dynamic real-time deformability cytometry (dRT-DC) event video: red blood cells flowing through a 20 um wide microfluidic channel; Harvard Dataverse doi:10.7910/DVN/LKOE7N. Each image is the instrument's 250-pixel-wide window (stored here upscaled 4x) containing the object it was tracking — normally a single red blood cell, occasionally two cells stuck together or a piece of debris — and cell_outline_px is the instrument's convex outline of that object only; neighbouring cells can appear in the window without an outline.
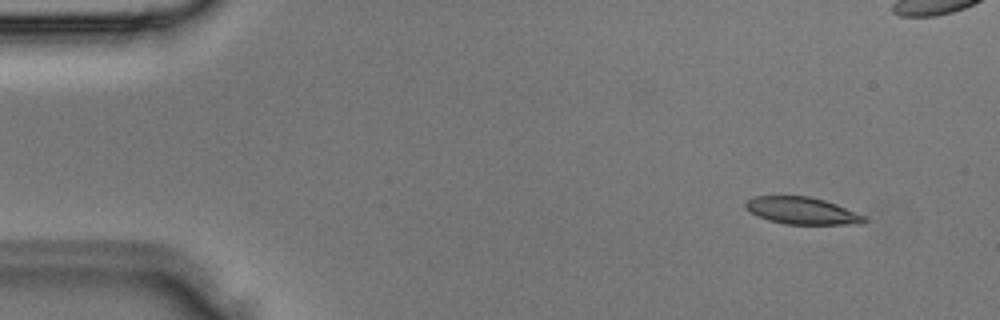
{"species": "Egyptian fruit bat (a non-hibernating species)", "species_latin": "Rousettus aegyptiacus", "temperature_condition": "room temperature", "stored_images_in_passage": 4, "camera_frame_rate_fps": 3000, "um_per_image_px": 0.085, "animal": {"sex": "male"}, "frame": {"image": 1, "passage_image": 1, "time_ms": 0.0, "image_size_px": [1000, 320], "cell_outline_px": [[868, 220], [860, 224], [784, 224], [768, 220], [744, 208], [744, 204], [752, 196], [808, 196], [824, 200], [836, 204], [864, 216]], "centroid_in_image_um": [68.15, 17.91], "position_along_channel_um": 16.9, "area_um2": 18.55}}
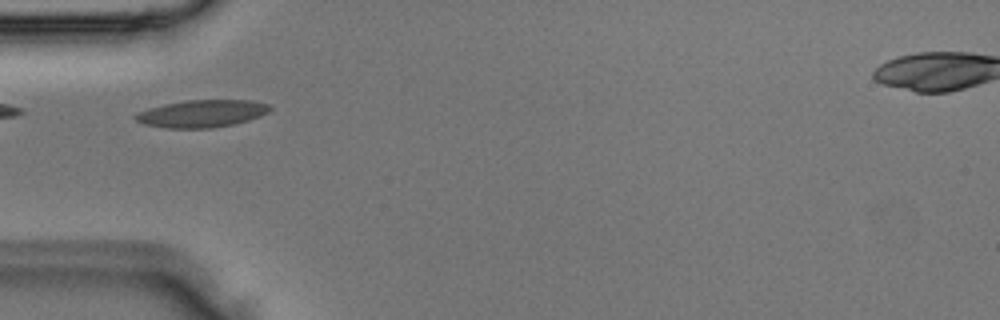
{"frame": {"image": 2, "passage_image": 4, "time_ms": 1.0, "image_size_px": [1000, 320], "cell_outline_px": [[272, 108], [268, 112], [260, 116], [248, 120], [232, 124], [212, 128], [164, 128], [144, 124], [136, 120], [132, 116], [136, 112], [148, 108], [164, 104], [188, 100], [252, 100], [268, 104]], "centroid_in_image_um": [17.12, 9.65], "position_along_channel_um": 67.9, "area_um2": 21.5}}